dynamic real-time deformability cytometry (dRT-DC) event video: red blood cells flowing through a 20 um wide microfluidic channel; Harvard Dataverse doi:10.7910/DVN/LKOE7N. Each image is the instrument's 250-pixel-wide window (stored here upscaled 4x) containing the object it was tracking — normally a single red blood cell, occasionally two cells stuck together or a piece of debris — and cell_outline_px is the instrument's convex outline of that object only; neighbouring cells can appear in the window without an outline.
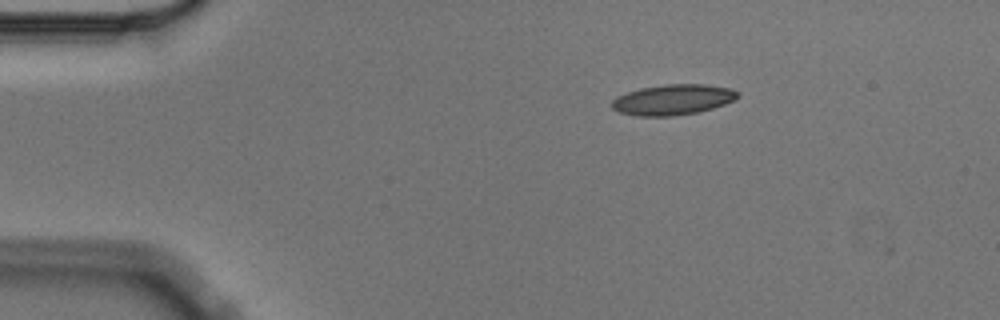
{"species": "Egyptian fruit bat (a non-hibernating species)", "species_latin": "Rousettus aegyptiacus", "temperature_condition": "cold", "stored_images_in_passage": 2, "camera_frame_rate_fps": 3000, "um_per_image_px": 0.085, "animal": {"sex": "male"}, "frame": {"image": 1, "passage_image": 1, "time_ms": 0.0, "image_size_px": [1000, 320], "cell_outline_px": [[740, 96], [736, 100], [700, 112], [676, 116], [636, 116], [620, 112], [612, 108], [612, 100], [616, 96], [640, 88], [668, 84], [704, 84], [728, 88], [740, 92]], "centroid_in_image_um": [57.22, 8.48], "position_along_channel_um": 27.8, "area_um2": 22.48}}